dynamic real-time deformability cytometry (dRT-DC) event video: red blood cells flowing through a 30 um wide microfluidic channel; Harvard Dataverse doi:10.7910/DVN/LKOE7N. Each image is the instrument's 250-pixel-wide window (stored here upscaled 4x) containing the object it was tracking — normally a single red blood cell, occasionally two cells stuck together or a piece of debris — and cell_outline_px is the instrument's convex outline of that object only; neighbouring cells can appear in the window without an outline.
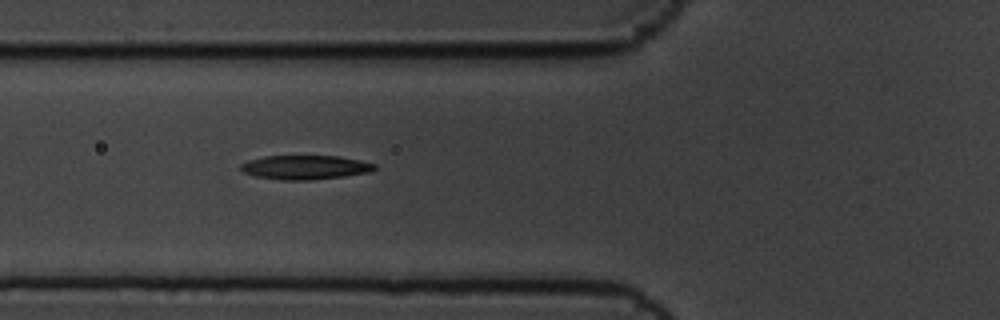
{"species": "common noctule bat (a hibernating species)", "species_latin": "Nyctalus noctula", "temperature_condition": "cold", "stored_images_in_passage": 3, "camera_frame_rate_fps": 3000, "um_per_image_px": 0.085, "animal": {"sex": "male", "body_mass_g": 19.5, "forearm_length_mm": 54.6}, "frame": {"image": 1, "passage_image": 3, "time_ms": 0.667, "image_size_px": [1000, 320], "cell_outline_px": [[376, 168], [368, 172], [344, 176], [312, 180], [280, 180], [256, 176], [244, 172], [240, 168], [240, 164], [248, 160], [264, 156], [336, 156], [360, 160], [376, 164]], "centroid_in_image_um": [25.92, 14.22], "position_along_channel_um": 99.9, "area_um2": 18.73}}